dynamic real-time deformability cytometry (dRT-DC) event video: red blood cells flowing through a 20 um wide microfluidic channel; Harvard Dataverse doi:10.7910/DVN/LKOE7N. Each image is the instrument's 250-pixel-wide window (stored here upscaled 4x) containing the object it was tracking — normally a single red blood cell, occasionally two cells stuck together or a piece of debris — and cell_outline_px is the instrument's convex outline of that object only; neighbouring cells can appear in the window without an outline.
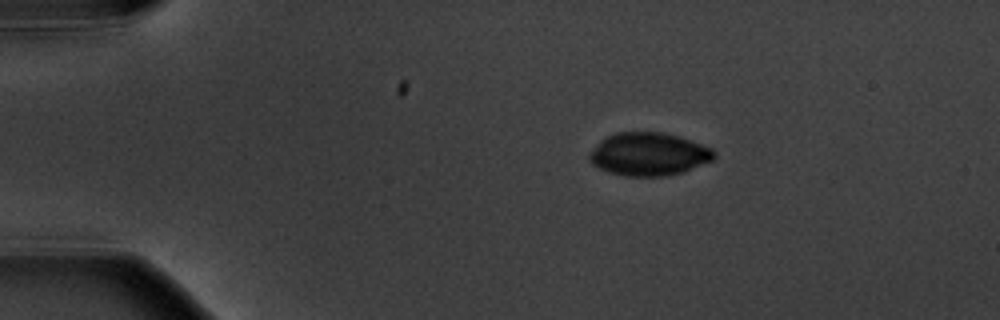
{"species": "common noctule bat (a hibernating species)", "species_latin": "Nyctalus noctula", "temperature_condition": "warm", "stored_images_in_passage": 3, "camera_frame_rate_fps": 3000, "um_per_image_px": 0.085, "animal": {"sex": "male", "body_mass_g": 20.1, "forearm_length_mm": 53.5}, "frame": {"image": 1, "passage_image": 1, "time_ms": 0.0, "image_size_px": [1000, 320], "cell_outline_px": [[716, 156], [712, 160], [684, 172], [664, 176], [624, 176], [608, 172], [592, 164], [588, 160], [588, 156], [600, 140], [616, 132], [660, 132], [676, 136], [712, 148], [716, 152]], "centroid_in_image_um": [55.13, 13.11], "position_along_channel_um": 29.9, "area_um2": 31.1}}